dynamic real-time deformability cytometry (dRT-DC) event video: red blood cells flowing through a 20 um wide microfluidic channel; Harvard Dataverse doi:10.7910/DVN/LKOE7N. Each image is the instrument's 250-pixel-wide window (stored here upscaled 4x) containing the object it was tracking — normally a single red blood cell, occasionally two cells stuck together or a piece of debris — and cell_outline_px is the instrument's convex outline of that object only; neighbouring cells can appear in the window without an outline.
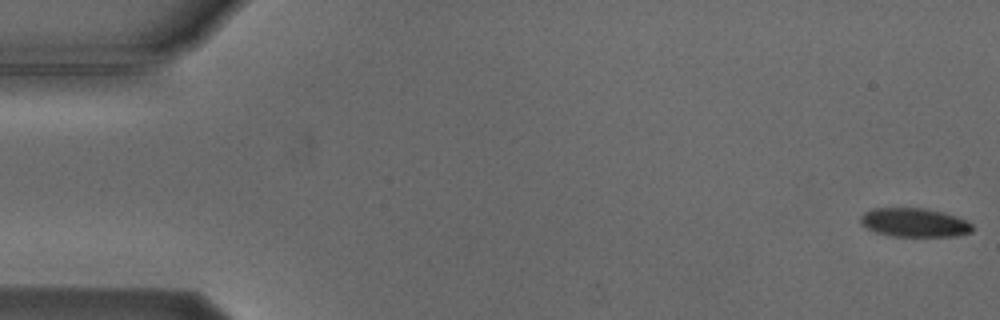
{"species": "Egyptian fruit bat (a non-hibernating species)", "species_latin": "Rousettus aegyptiacus", "temperature_condition": "cold", "stored_images_in_passage": 2, "camera_frame_rate_fps": 3000, "um_per_image_px": 0.085, "animal": {"sex": "male"}, "frame": {"image": 1, "passage_image": 2, "time_ms": 1.333, "image_size_px": [1000, 320], "cell_outline_px": [[972, 232], [956, 236], [892, 236], [876, 232], [860, 224], [860, 216], [864, 212], [872, 208], [924, 208], [944, 212], [956, 216], [972, 224]], "centroid_in_image_um": [77.7, 18.91], "position_along_channel_um": 7.3, "area_um2": 18.79}}